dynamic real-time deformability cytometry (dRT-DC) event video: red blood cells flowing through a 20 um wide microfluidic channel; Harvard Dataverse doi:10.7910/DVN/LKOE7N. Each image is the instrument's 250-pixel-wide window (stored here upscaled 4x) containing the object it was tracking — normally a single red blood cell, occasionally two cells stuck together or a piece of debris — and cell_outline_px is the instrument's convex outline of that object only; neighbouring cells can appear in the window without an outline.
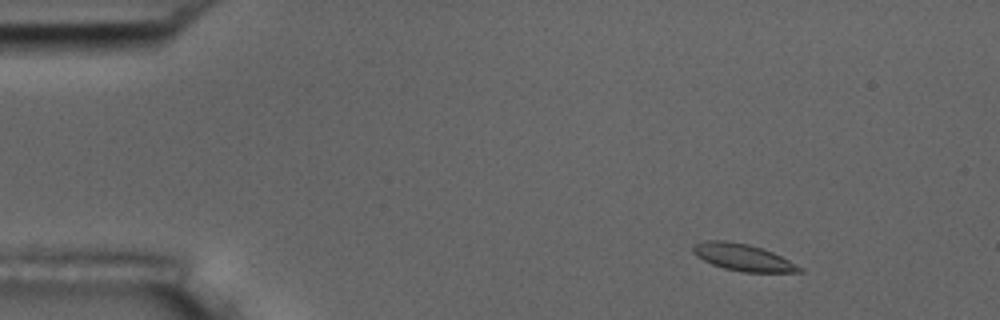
{"species": "common noctule bat (a hibernating species)", "species_latin": "Nyctalus noctula", "temperature_condition": "room temperature", "stored_images_in_passage": 7, "camera_frame_rate_fps": 3000, "um_per_image_px": 0.085, "animal": {"sex": "male", "body_mass_g": 17.5, "forearm_length_mm": 52.3}, "frame": {"image": 1, "passage_image": 2, "time_ms": 1.333, "image_size_px": [1000, 320], "cell_outline_px": [[804, 272], [744, 272], [724, 268], [712, 264], [696, 256], [692, 252], [692, 244], [704, 240], [724, 240], [748, 244], [772, 252], [804, 268]], "centroid_in_image_um": [63.11, 21.87], "position_along_channel_um": 21.9, "area_um2": 16.65}}